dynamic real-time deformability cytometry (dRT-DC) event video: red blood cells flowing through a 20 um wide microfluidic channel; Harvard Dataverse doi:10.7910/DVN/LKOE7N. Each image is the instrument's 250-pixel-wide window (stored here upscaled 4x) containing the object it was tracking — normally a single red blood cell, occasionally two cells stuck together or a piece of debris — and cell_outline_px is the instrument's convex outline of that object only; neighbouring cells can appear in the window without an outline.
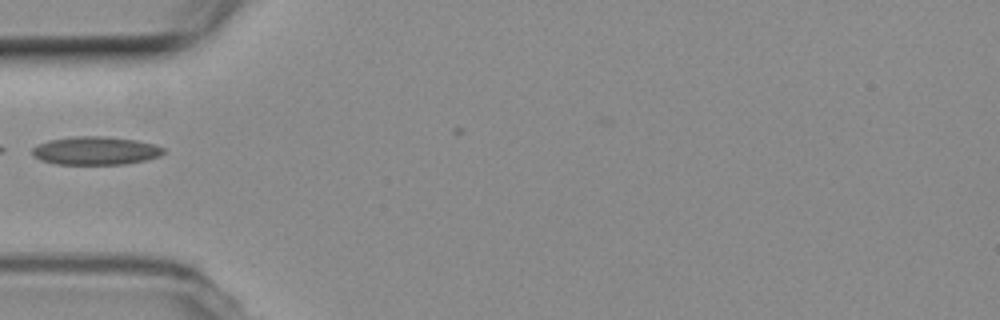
{"species": "common noctule bat (a hibernating species)", "species_latin": "Nyctalus noctula", "temperature_condition": "room temperature", "stored_images_in_passage": 6, "camera_frame_rate_fps": 3000, "um_per_image_px": 0.085, "animal": {"sex": "female", "body_mass_g": 19.3, "forearm_length_mm": 54.1}, "frame": {"image": 1, "passage_image": 1, "time_ms": 0.0, "image_size_px": [1000, 320], "cell_outline_px": [[164, 152], [160, 156], [144, 160], [124, 164], [56, 164], [40, 160], [32, 156], [32, 148], [48, 140], [76, 136], [104, 136], [136, 140], [156, 144], [164, 148]], "centroid_in_image_um": [8.12, 12.81], "position_along_channel_um": 76.9, "area_um2": 21.62}}